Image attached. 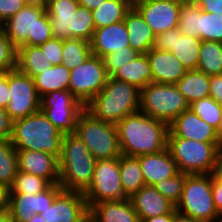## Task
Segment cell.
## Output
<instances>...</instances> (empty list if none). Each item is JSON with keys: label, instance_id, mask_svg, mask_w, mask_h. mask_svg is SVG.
Segmentation results:
<instances>
[{"label": "cell", "instance_id": "6da1fadb", "mask_svg": "<svg viewBox=\"0 0 222 222\" xmlns=\"http://www.w3.org/2000/svg\"><path fill=\"white\" fill-rule=\"evenodd\" d=\"M122 155L137 157L167 148L169 126L140 111L116 124Z\"/></svg>", "mask_w": 222, "mask_h": 222}, {"label": "cell", "instance_id": "7a4b0ae2", "mask_svg": "<svg viewBox=\"0 0 222 222\" xmlns=\"http://www.w3.org/2000/svg\"><path fill=\"white\" fill-rule=\"evenodd\" d=\"M58 161L62 190L84 193L91 184L96 159L74 133L64 134Z\"/></svg>", "mask_w": 222, "mask_h": 222}, {"label": "cell", "instance_id": "3957f363", "mask_svg": "<svg viewBox=\"0 0 222 222\" xmlns=\"http://www.w3.org/2000/svg\"><path fill=\"white\" fill-rule=\"evenodd\" d=\"M95 118L117 124L140 109V90L124 81L109 77L102 90L85 106Z\"/></svg>", "mask_w": 222, "mask_h": 222}, {"label": "cell", "instance_id": "277c9868", "mask_svg": "<svg viewBox=\"0 0 222 222\" xmlns=\"http://www.w3.org/2000/svg\"><path fill=\"white\" fill-rule=\"evenodd\" d=\"M64 134L41 111L13 121L11 143L16 151H44L61 156Z\"/></svg>", "mask_w": 222, "mask_h": 222}, {"label": "cell", "instance_id": "5b68a950", "mask_svg": "<svg viewBox=\"0 0 222 222\" xmlns=\"http://www.w3.org/2000/svg\"><path fill=\"white\" fill-rule=\"evenodd\" d=\"M74 134L88 147L96 160L122 155L116 125L95 118L86 109L77 119Z\"/></svg>", "mask_w": 222, "mask_h": 222}, {"label": "cell", "instance_id": "8992f818", "mask_svg": "<svg viewBox=\"0 0 222 222\" xmlns=\"http://www.w3.org/2000/svg\"><path fill=\"white\" fill-rule=\"evenodd\" d=\"M221 142H200L181 137H167V148L179 172L188 175L211 174Z\"/></svg>", "mask_w": 222, "mask_h": 222}, {"label": "cell", "instance_id": "52a82bcc", "mask_svg": "<svg viewBox=\"0 0 222 222\" xmlns=\"http://www.w3.org/2000/svg\"><path fill=\"white\" fill-rule=\"evenodd\" d=\"M188 109L189 103L175 85L151 82L140 90L139 111L168 126Z\"/></svg>", "mask_w": 222, "mask_h": 222}, {"label": "cell", "instance_id": "ba28073f", "mask_svg": "<svg viewBox=\"0 0 222 222\" xmlns=\"http://www.w3.org/2000/svg\"><path fill=\"white\" fill-rule=\"evenodd\" d=\"M175 209L179 214L195 220L217 222L220 214L213 201L211 174L187 175Z\"/></svg>", "mask_w": 222, "mask_h": 222}, {"label": "cell", "instance_id": "9c48e42d", "mask_svg": "<svg viewBox=\"0 0 222 222\" xmlns=\"http://www.w3.org/2000/svg\"><path fill=\"white\" fill-rule=\"evenodd\" d=\"M88 209L104 201L127 199L119 170V157L96 160L92 181L83 193Z\"/></svg>", "mask_w": 222, "mask_h": 222}, {"label": "cell", "instance_id": "30bf717a", "mask_svg": "<svg viewBox=\"0 0 222 222\" xmlns=\"http://www.w3.org/2000/svg\"><path fill=\"white\" fill-rule=\"evenodd\" d=\"M85 106L69 91H53L41 97L40 111L63 134L76 131V123Z\"/></svg>", "mask_w": 222, "mask_h": 222}, {"label": "cell", "instance_id": "8fae6325", "mask_svg": "<svg viewBox=\"0 0 222 222\" xmlns=\"http://www.w3.org/2000/svg\"><path fill=\"white\" fill-rule=\"evenodd\" d=\"M69 91L86 106L106 85L109 76L101 57L91 54L78 67L70 70Z\"/></svg>", "mask_w": 222, "mask_h": 222}, {"label": "cell", "instance_id": "7c38bea8", "mask_svg": "<svg viewBox=\"0 0 222 222\" xmlns=\"http://www.w3.org/2000/svg\"><path fill=\"white\" fill-rule=\"evenodd\" d=\"M8 87L10 102L6 111L13 121L40 111L41 98L33 78L17 69L8 71Z\"/></svg>", "mask_w": 222, "mask_h": 222}, {"label": "cell", "instance_id": "4fadbf2b", "mask_svg": "<svg viewBox=\"0 0 222 222\" xmlns=\"http://www.w3.org/2000/svg\"><path fill=\"white\" fill-rule=\"evenodd\" d=\"M41 215L46 222H86L89 209L83 193L61 190Z\"/></svg>", "mask_w": 222, "mask_h": 222}, {"label": "cell", "instance_id": "5bb4252c", "mask_svg": "<svg viewBox=\"0 0 222 222\" xmlns=\"http://www.w3.org/2000/svg\"><path fill=\"white\" fill-rule=\"evenodd\" d=\"M62 190L59 184L50 185L36 195L28 193H10L9 210L15 222H27L33 214H42L49 208L54 197Z\"/></svg>", "mask_w": 222, "mask_h": 222}, {"label": "cell", "instance_id": "9a60e30c", "mask_svg": "<svg viewBox=\"0 0 222 222\" xmlns=\"http://www.w3.org/2000/svg\"><path fill=\"white\" fill-rule=\"evenodd\" d=\"M180 4L181 0H152L135 9L157 35L178 27Z\"/></svg>", "mask_w": 222, "mask_h": 222}, {"label": "cell", "instance_id": "2e32d148", "mask_svg": "<svg viewBox=\"0 0 222 222\" xmlns=\"http://www.w3.org/2000/svg\"><path fill=\"white\" fill-rule=\"evenodd\" d=\"M167 137H181L200 142H220L218 131L191 109L182 112L169 125Z\"/></svg>", "mask_w": 222, "mask_h": 222}, {"label": "cell", "instance_id": "e0dca14e", "mask_svg": "<svg viewBox=\"0 0 222 222\" xmlns=\"http://www.w3.org/2000/svg\"><path fill=\"white\" fill-rule=\"evenodd\" d=\"M45 11L43 7L26 4L14 16L1 24L0 29L17 49L27 41L28 37H33V28L37 19Z\"/></svg>", "mask_w": 222, "mask_h": 222}, {"label": "cell", "instance_id": "ac0fdd59", "mask_svg": "<svg viewBox=\"0 0 222 222\" xmlns=\"http://www.w3.org/2000/svg\"><path fill=\"white\" fill-rule=\"evenodd\" d=\"M18 171L44 178L50 185L59 184L58 158L44 151H17Z\"/></svg>", "mask_w": 222, "mask_h": 222}, {"label": "cell", "instance_id": "d6986e66", "mask_svg": "<svg viewBox=\"0 0 222 222\" xmlns=\"http://www.w3.org/2000/svg\"><path fill=\"white\" fill-rule=\"evenodd\" d=\"M146 55L154 83L174 85L187 72V68L170 51L156 50L152 47Z\"/></svg>", "mask_w": 222, "mask_h": 222}, {"label": "cell", "instance_id": "ffe728a7", "mask_svg": "<svg viewBox=\"0 0 222 222\" xmlns=\"http://www.w3.org/2000/svg\"><path fill=\"white\" fill-rule=\"evenodd\" d=\"M145 185L154 186L163 179L171 178L179 173L176 162L168 148L154 154L137 156Z\"/></svg>", "mask_w": 222, "mask_h": 222}, {"label": "cell", "instance_id": "44dd1931", "mask_svg": "<svg viewBox=\"0 0 222 222\" xmlns=\"http://www.w3.org/2000/svg\"><path fill=\"white\" fill-rule=\"evenodd\" d=\"M127 46L130 45L124 21L95 29L90 41L92 54L101 58L118 50H123Z\"/></svg>", "mask_w": 222, "mask_h": 222}, {"label": "cell", "instance_id": "7402d4cb", "mask_svg": "<svg viewBox=\"0 0 222 222\" xmlns=\"http://www.w3.org/2000/svg\"><path fill=\"white\" fill-rule=\"evenodd\" d=\"M129 199L140 221L171 213L175 209V205L153 186H143Z\"/></svg>", "mask_w": 222, "mask_h": 222}, {"label": "cell", "instance_id": "603a6c76", "mask_svg": "<svg viewBox=\"0 0 222 222\" xmlns=\"http://www.w3.org/2000/svg\"><path fill=\"white\" fill-rule=\"evenodd\" d=\"M78 5V0H49L46 11L53 38L62 41L73 38V14Z\"/></svg>", "mask_w": 222, "mask_h": 222}, {"label": "cell", "instance_id": "cb8c5ba5", "mask_svg": "<svg viewBox=\"0 0 222 222\" xmlns=\"http://www.w3.org/2000/svg\"><path fill=\"white\" fill-rule=\"evenodd\" d=\"M88 219L91 222H141L129 198L92 205Z\"/></svg>", "mask_w": 222, "mask_h": 222}, {"label": "cell", "instance_id": "d4e9b609", "mask_svg": "<svg viewBox=\"0 0 222 222\" xmlns=\"http://www.w3.org/2000/svg\"><path fill=\"white\" fill-rule=\"evenodd\" d=\"M123 21L128 31L130 47L139 54H146L153 47L156 37L151 27L135 8L126 13Z\"/></svg>", "mask_w": 222, "mask_h": 222}, {"label": "cell", "instance_id": "484cf974", "mask_svg": "<svg viewBox=\"0 0 222 222\" xmlns=\"http://www.w3.org/2000/svg\"><path fill=\"white\" fill-rule=\"evenodd\" d=\"M52 64L40 46H21L16 49V69L21 73L34 78Z\"/></svg>", "mask_w": 222, "mask_h": 222}, {"label": "cell", "instance_id": "4316f807", "mask_svg": "<svg viewBox=\"0 0 222 222\" xmlns=\"http://www.w3.org/2000/svg\"><path fill=\"white\" fill-rule=\"evenodd\" d=\"M174 85L185 96L189 105L210 96V76L198 69L187 70Z\"/></svg>", "mask_w": 222, "mask_h": 222}, {"label": "cell", "instance_id": "83f0119b", "mask_svg": "<svg viewBox=\"0 0 222 222\" xmlns=\"http://www.w3.org/2000/svg\"><path fill=\"white\" fill-rule=\"evenodd\" d=\"M112 78L136 86L139 90L152 82L151 67L146 54H139L119 69Z\"/></svg>", "mask_w": 222, "mask_h": 222}, {"label": "cell", "instance_id": "f1b7e54d", "mask_svg": "<svg viewBox=\"0 0 222 222\" xmlns=\"http://www.w3.org/2000/svg\"><path fill=\"white\" fill-rule=\"evenodd\" d=\"M70 74V70L61 64L51 66L49 70L35 76L34 84L40 98L53 91L68 90Z\"/></svg>", "mask_w": 222, "mask_h": 222}, {"label": "cell", "instance_id": "f546056e", "mask_svg": "<svg viewBox=\"0 0 222 222\" xmlns=\"http://www.w3.org/2000/svg\"><path fill=\"white\" fill-rule=\"evenodd\" d=\"M201 42L200 38L183 35L176 27L175 42L170 52L180 60L187 70L197 69Z\"/></svg>", "mask_w": 222, "mask_h": 222}, {"label": "cell", "instance_id": "4dcf8cb0", "mask_svg": "<svg viewBox=\"0 0 222 222\" xmlns=\"http://www.w3.org/2000/svg\"><path fill=\"white\" fill-rule=\"evenodd\" d=\"M119 170L123 191L128 198L145 186L141 166L137 157L121 155L119 157Z\"/></svg>", "mask_w": 222, "mask_h": 222}, {"label": "cell", "instance_id": "1f68e13d", "mask_svg": "<svg viewBox=\"0 0 222 222\" xmlns=\"http://www.w3.org/2000/svg\"><path fill=\"white\" fill-rule=\"evenodd\" d=\"M130 9L127 0H105L92 11L95 28L99 29L123 21Z\"/></svg>", "mask_w": 222, "mask_h": 222}, {"label": "cell", "instance_id": "d6a6232c", "mask_svg": "<svg viewBox=\"0 0 222 222\" xmlns=\"http://www.w3.org/2000/svg\"><path fill=\"white\" fill-rule=\"evenodd\" d=\"M197 69L207 76L222 74V42H201Z\"/></svg>", "mask_w": 222, "mask_h": 222}, {"label": "cell", "instance_id": "836d02e7", "mask_svg": "<svg viewBox=\"0 0 222 222\" xmlns=\"http://www.w3.org/2000/svg\"><path fill=\"white\" fill-rule=\"evenodd\" d=\"M201 9L195 0H181L178 29L183 35L200 38Z\"/></svg>", "mask_w": 222, "mask_h": 222}, {"label": "cell", "instance_id": "e575fe53", "mask_svg": "<svg viewBox=\"0 0 222 222\" xmlns=\"http://www.w3.org/2000/svg\"><path fill=\"white\" fill-rule=\"evenodd\" d=\"M17 173V151L10 139H0V183L10 188Z\"/></svg>", "mask_w": 222, "mask_h": 222}, {"label": "cell", "instance_id": "d590c367", "mask_svg": "<svg viewBox=\"0 0 222 222\" xmlns=\"http://www.w3.org/2000/svg\"><path fill=\"white\" fill-rule=\"evenodd\" d=\"M91 54L90 42L79 38H69L63 41L62 65L72 70L84 63Z\"/></svg>", "mask_w": 222, "mask_h": 222}, {"label": "cell", "instance_id": "8d00e7d4", "mask_svg": "<svg viewBox=\"0 0 222 222\" xmlns=\"http://www.w3.org/2000/svg\"><path fill=\"white\" fill-rule=\"evenodd\" d=\"M190 109L219 131L222 122V106L211 96L193 102Z\"/></svg>", "mask_w": 222, "mask_h": 222}, {"label": "cell", "instance_id": "74e56055", "mask_svg": "<svg viewBox=\"0 0 222 222\" xmlns=\"http://www.w3.org/2000/svg\"><path fill=\"white\" fill-rule=\"evenodd\" d=\"M49 186L50 184L44 178L18 171L10 187V193H28L36 195L46 190Z\"/></svg>", "mask_w": 222, "mask_h": 222}, {"label": "cell", "instance_id": "f35d334b", "mask_svg": "<svg viewBox=\"0 0 222 222\" xmlns=\"http://www.w3.org/2000/svg\"><path fill=\"white\" fill-rule=\"evenodd\" d=\"M95 25L92 18V11L78 5L77 10L73 14V38L91 41Z\"/></svg>", "mask_w": 222, "mask_h": 222}, {"label": "cell", "instance_id": "ab89813d", "mask_svg": "<svg viewBox=\"0 0 222 222\" xmlns=\"http://www.w3.org/2000/svg\"><path fill=\"white\" fill-rule=\"evenodd\" d=\"M200 39L222 42V15L201 10Z\"/></svg>", "mask_w": 222, "mask_h": 222}, {"label": "cell", "instance_id": "60d3db41", "mask_svg": "<svg viewBox=\"0 0 222 222\" xmlns=\"http://www.w3.org/2000/svg\"><path fill=\"white\" fill-rule=\"evenodd\" d=\"M187 175L186 173L179 172L171 178L159 181L153 187L176 206L181 199Z\"/></svg>", "mask_w": 222, "mask_h": 222}, {"label": "cell", "instance_id": "b9f144b4", "mask_svg": "<svg viewBox=\"0 0 222 222\" xmlns=\"http://www.w3.org/2000/svg\"><path fill=\"white\" fill-rule=\"evenodd\" d=\"M138 55L137 51L127 46L123 50L103 56L102 60L108 76L112 77L119 69L124 67L128 62H131Z\"/></svg>", "mask_w": 222, "mask_h": 222}, {"label": "cell", "instance_id": "7bdbcfd3", "mask_svg": "<svg viewBox=\"0 0 222 222\" xmlns=\"http://www.w3.org/2000/svg\"><path fill=\"white\" fill-rule=\"evenodd\" d=\"M53 38L52 28L47 11L38 19L33 28V37H28L22 46H40Z\"/></svg>", "mask_w": 222, "mask_h": 222}, {"label": "cell", "instance_id": "ee69618b", "mask_svg": "<svg viewBox=\"0 0 222 222\" xmlns=\"http://www.w3.org/2000/svg\"><path fill=\"white\" fill-rule=\"evenodd\" d=\"M16 69V48L0 29V71Z\"/></svg>", "mask_w": 222, "mask_h": 222}, {"label": "cell", "instance_id": "f6af8a7d", "mask_svg": "<svg viewBox=\"0 0 222 222\" xmlns=\"http://www.w3.org/2000/svg\"><path fill=\"white\" fill-rule=\"evenodd\" d=\"M44 54L49 61H51L52 66L62 64V48L63 41L56 38H51L44 44L40 45Z\"/></svg>", "mask_w": 222, "mask_h": 222}, {"label": "cell", "instance_id": "bcb514c9", "mask_svg": "<svg viewBox=\"0 0 222 222\" xmlns=\"http://www.w3.org/2000/svg\"><path fill=\"white\" fill-rule=\"evenodd\" d=\"M26 4L23 0H0V25L14 16Z\"/></svg>", "mask_w": 222, "mask_h": 222}, {"label": "cell", "instance_id": "7dc6e473", "mask_svg": "<svg viewBox=\"0 0 222 222\" xmlns=\"http://www.w3.org/2000/svg\"><path fill=\"white\" fill-rule=\"evenodd\" d=\"M175 42V28L167 30L155 37L153 48L162 51H171Z\"/></svg>", "mask_w": 222, "mask_h": 222}, {"label": "cell", "instance_id": "c3c4849f", "mask_svg": "<svg viewBox=\"0 0 222 222\" xmlns=\"http://www.w3.org/2000/svg\"><path fill=\"white\" fill-rule=\"evenodd\" d=\"M13 120L5 108L0 107V139H10L12 135Z\"/></svg>", "mask_w": 222, "mask_h": 222}, {"label": "cell", "instance_id": "681fc988", "mask_svg": "<svg viewBox=\"0 0 222 222\" xmlns=\"http://www.w3.org/2000/svg\"><path fill=\"white\" fill-rule=\"evenodd\" d=\"M210 96L222 106V74L210 76Z\"/></svg>", "mask_w": 222, "mask_h": 222}, {"label": "cell", "instance_id": "f907efd6", "mask_svg": "<svg viewBox=\"0 0 222 222\" xmlns=\"http://www.w3.org/2000/svg\"><path fill=\"white\" fill-rule=\"evenodd\" d=\"M200 9L206 13H222V0H195Z\"/></svg>", "mask_w": 222, "mask_h": 222}, {"label": "cell", "instance_id": "816d5d0a", "mask_svg": "<svg viewBox=\"0 0 222 222\" xmlns=\"http://www.w3.org/2000/svg\"><path fill=\"white\" fill-rule=\"evenodd\" d=\"M212 195L215 207L219 214H222V182L217 181L211 175Z\"/></svg>", "mask_w": 222, "mask_h": 222}, {"label": "cell", "instance_id": "f5cc1de1", "mask_svg": "<svg viewBox=\"0 0 222 222\" xmlns=\"http://www.w3.org/2000/svg\"><path fill=\"white\" fill-rule=\"evenodd\" d=\"M9 87H8V71L5 72L0 77V107L5 108L8 106L10 102L9 96Z\"/></svg>", "mask_w": 222, "mask_h": 222}, {"label": "cell", "instance_id": "db71d44e", "mask_svg": "<svg viewBox=\"0 0 222 222\" xmlns=\"http://www.w3.org/2000/svg\"><path fill=\"white\" fill-rule=\"evenodd\" d=\"M10 188L0 183V215L9 210Z\"/></svg>", "mask_w": 222, "mask_h": 222}, {"label": "cell", "instance_id": "11a10c76", "mask_svg": "<svg viewBox=\"0 0 222 222\" xmlns=\"http://www.w3.org/2000/svg\"><path fill=\"white\" fill-rule=\"evenodd\" d=\"M211 175L217 181L222 182V146L219 148L217 152L214 168Z\"/></svg>", "mask_w": 222, "mask_h": 222}, {"label": "cell", "instance_id": "9f6ffc18", "mask_svg": "<svg viewBox=\"0 0 222 222\" xmlns=\"http://www.w3.org/2000/svg\"><path fill=\"white\" fill-rule=\"evenodd\" d=\"M176 213L177 211L176 209H174L171 213L143 219L141 220V222H172Z\"/></svg>", "mask_w": 222, "mask_h": 222}, {"label": "cell", "instance_id": "6f0895ef", "mask_svg": "<svg viewBox=\"0 0 222 222\" xmlns=\"http://www.w3.org/2000/svg\"><path fill=\"white\" fill-rule=\"evenodd\" d=\"M105 0H78L80 6H83L91 11L98 8Z\"/></svg>", "mask_w": 222, "mask_h": 222}, {"label": "cell", "instance_id": "680465c9", "mask_svg": "<svg viewBox=\"0 0 222 222\" xmlns=\"http://www.w3.org/2000/svg\"><path fill=\"white\" fill-rule=\"evenodd\" d=\"M172 222H203V221L195 220L193 218L181 215L177 212Z\"/></svg>", "mask_w": 222, "mask_h": 222}, {"label": "cell", "instance_id": "91938a15", "mask_svg": "<svg viewBox=\"0 0 222 222\" xmlns=\"http://www.w3.org/2000/svg\"><path fill=\"white\" fill-rule=\"evenodd\" d=\"M25 1L27 4H31V5H37L43 8H47L49 0H23Z\"/></svg>", "mask_w": 222, "mask_h": 222}, {"label": "cell", "instance_id": "94428289", "mask_svg": "<svg viewBox=\"0 0 222 222\" xmlns=\"http://www.w3.org/2000/svg\"><path fill=\"white\" fill-rule=\"evenodd\" d=\"M149 1H152V0H127L129 6L131 8H135V7L139 6L140 4H143V3H146Z\"/></svg>", "mask_w": 222, "mask_h": 222}, {"label": "cell", "instance_id": "6125c7cd", "mask_svg": "<svg viewBox=\"0 0 222 222\" xmlns=\"http://www.w3.org/2000/svg\"><path fill=\"white\" fill-rule=\"evenodd\" d=\"M27 222H46V219L41 214L35 213Z\"/></svg>", "mask_w": 222, "mask_h": 222}, {"label": "cell", "instance_id": "be15d7a7", "mask_svg": "<svg viewBox=\"0 0 222 222\" xmlns=\"http://www.w3.org/2000/svg\"><path fill=\"white\" fill-rule=\"evenodd\" d=\"M0 222H15L11 215L7 212L0 215Z\"/></svg>", "mask_w": 222, "mask_h": 222}, {"label": "cell", "instance_id": "e7e4bbea", "mask_svg": "<svg viewBox=\"0 0 222 222\" xmlns=\"http://www.w3.org/2000/svg\"><path fill=\"white\" fill-rule=\"evenodd\" d=\"M218 134H219L220 142H221V144H222V122H221L220 129H219V131H218Z\"/></svg>", "mask_w": 222, "mask_h": 222}, {"label": "cell", "instance_id": "03108f58", "mask_svg": "<svg viewBox=\"0 0 222 222\" xmlns=\"http://www.w3.org/2000/svg\"><path fill=\"white\" fill-rule=\"evenodd\" d=\"M217 222H222V214L219 215Z\"/></svg>", "mask_w": 222, "mask_h": 222}, {"label": "cell", "instance_id": "003e7915", "mask_svg": "<svg viewBox=\"0 0 222 222\" xmlns=\"http://www.w3.org/2000/svg\"><path fill=\"white\" fill-rule=\"evenodd\" d=\"M4 73H5L4 71H0V77H1Z\"/></svg>", "mask_w": 222, "mask_h": 222}]
</instances>
